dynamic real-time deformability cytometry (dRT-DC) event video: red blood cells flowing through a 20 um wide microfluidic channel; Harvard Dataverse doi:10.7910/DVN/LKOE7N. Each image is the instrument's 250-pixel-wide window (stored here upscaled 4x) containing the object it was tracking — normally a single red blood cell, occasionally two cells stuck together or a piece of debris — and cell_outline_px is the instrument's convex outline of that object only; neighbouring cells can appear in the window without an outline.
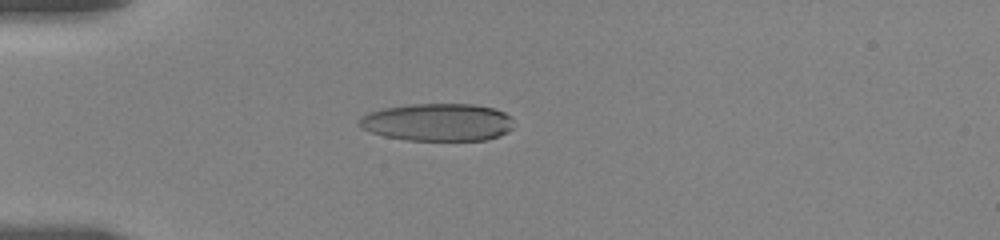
{"species": "human", "species_latin": "Homo sapiens", "temperature_condition": "room temperature", "stored_images_in_passage": 13, "camera_frame_rate_fps": 3000, "um_per_image_px": 0.085, "donor": {"sex": "female"}, "frame": {"image": 1, "passage_image": 8, "time_ms": 5.0, "image_size_px": [1000, 240], "cell_outline_px": [[512, 128], [508, 132], [500, 136], [488, 140], [408, 140], [384, 136], [360, 128], [356, 124], [368, 112], [384, 108], [412, 104], [472, 104], [496, 108], [512, 116]], "centroid_in_image_um": [37.23, 10.39], "position_along_channel_um": 47.8, "area_um2": 34.04}}
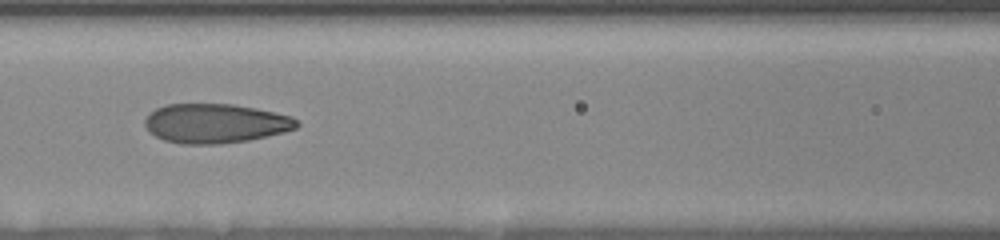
{"frame": {"image": 2, "passage_image": 11, "time_ms": 8.333, "image_size_px": [1000, 240], "cell_outline_px": [[300, 124], [296, 128], [284, 132], [268, 136], [248, 140], [216, 144], [180, 144], [164, 140], [156, 136], [144, 124], [144, 120], [156, 108], [168, 104], [232, 104], [256, 108], [292, 116]], "centroid_in_image_um": [18.33, 10.49], "position_along_channel_um": 148.3, "area_um2": 34.68}}
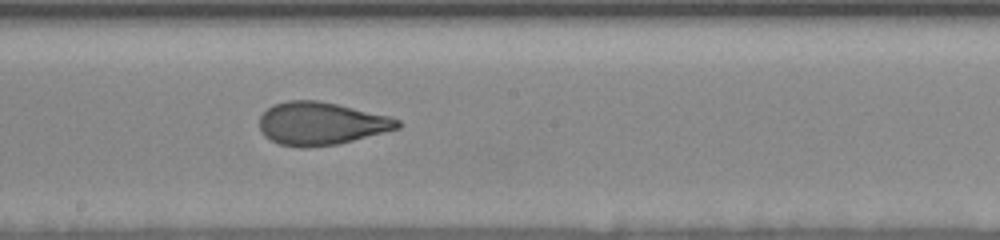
{"frame": {"image": 3, "passage_image": 13, "time_ms": 10.333, "image_size_px": [1000, 240], "cell_outline_px": [[400, 128], [336, 144], [308, 148], [300, 148], [280, 144], [264, 136], [260, 132], [260, 116], [272, 104], [288, 100], [316, 100], [336, 104], [388, 116], [400, 120]], "centroid_in_image_um": [27.24, 10.5], "position_along_channel_um": 221.0, "area_um2": 34.28}}